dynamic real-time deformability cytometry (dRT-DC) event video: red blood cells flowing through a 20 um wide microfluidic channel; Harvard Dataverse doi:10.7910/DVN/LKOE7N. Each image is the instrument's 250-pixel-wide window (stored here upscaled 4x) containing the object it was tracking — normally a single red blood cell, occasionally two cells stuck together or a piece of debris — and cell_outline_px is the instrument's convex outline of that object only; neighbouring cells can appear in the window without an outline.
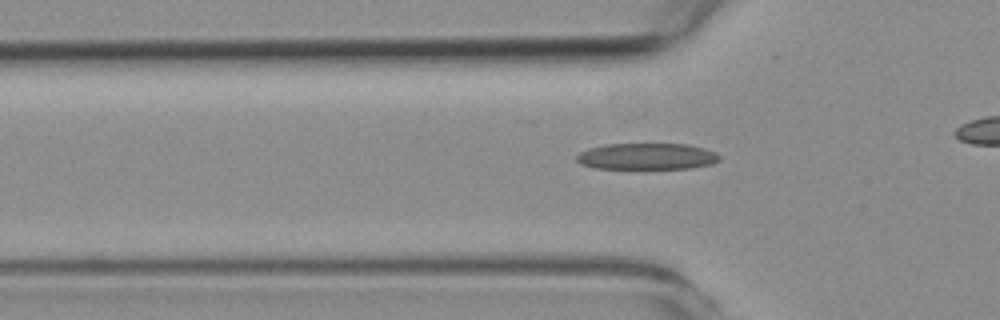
{"species": "common noctule bat (a hibernating species)", "species_latin": "Nyctalus noctula", "temperature_condition": "room temperature", "stored_images_in_passage": 31, "camera_frame_rate_fps": 3000, "um_per_image_px": 0.085, "animal": {"sex": "female", "body_mass_g": 19.3, "forearm_length_mm": 54.1}, "frame": {"image": 1, "passage_image": 4, "time_ms": 1.0, "image_size_px": [1000, 320], "cell_outline_px": [[720, 160], [712, 164], [692, 168], [644, 172], [592, 168], [580, 164], [576, 160], [576, 156], [580, 152], [588, 148], [604, 144], [688, 144], [704, 148], [716, 152], [720, 156]], "centroid_in_image_um": [54.96, 13.36], "position_along_channel_um": 70.8, "area_um2": 23.52}}
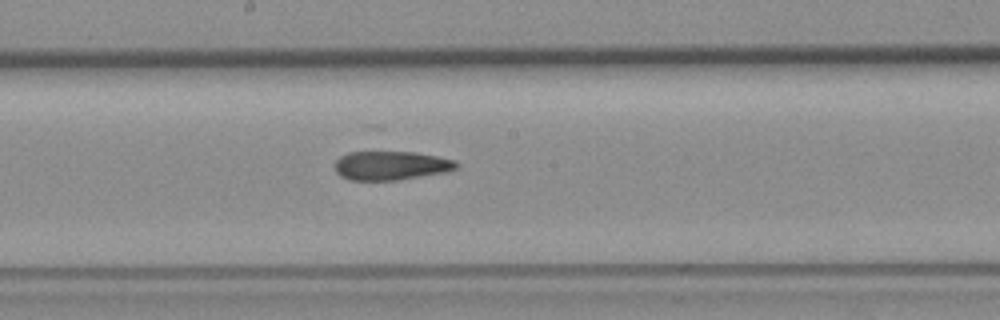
{"frame": {"image": 2, "passage_image": 16, "time_ms": 5.0, "image_size_px": [1000, 320], "cell_outline_px": [[460, 164], [456, 168], [448, 172], [400, 180], [348, 180], [340, 176], [336, 172], [336, 160], [340, 156], [348, 152], [412, 152], [436, 156], [456, 160]], "centroid_in_image_um": [33.26, 14.08], "position_along_channel_um": 214.9, "area_um2": 20.63}}
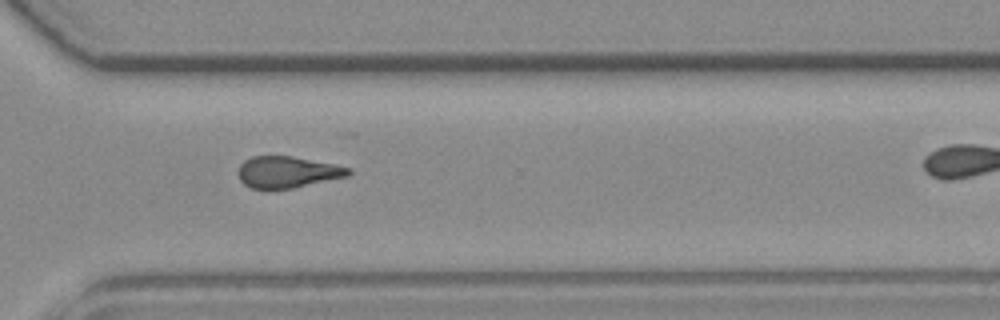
{"frame": {"image": 3, "passage_image": 27, "time_ms": 8.667, "image_size_px": [1000, 320], "cell_outline_px": [[352, 172], [348, 176], [292, 188], [268, 192], [248, 188], [240, 180], [240, 164], [244, 160], [252, 156], [292, 156], [352, 168]], "centroid_in_image_um": [24.39, 14.66], "position_along_channel_um": 346.2, "area_um2": 20.58}}